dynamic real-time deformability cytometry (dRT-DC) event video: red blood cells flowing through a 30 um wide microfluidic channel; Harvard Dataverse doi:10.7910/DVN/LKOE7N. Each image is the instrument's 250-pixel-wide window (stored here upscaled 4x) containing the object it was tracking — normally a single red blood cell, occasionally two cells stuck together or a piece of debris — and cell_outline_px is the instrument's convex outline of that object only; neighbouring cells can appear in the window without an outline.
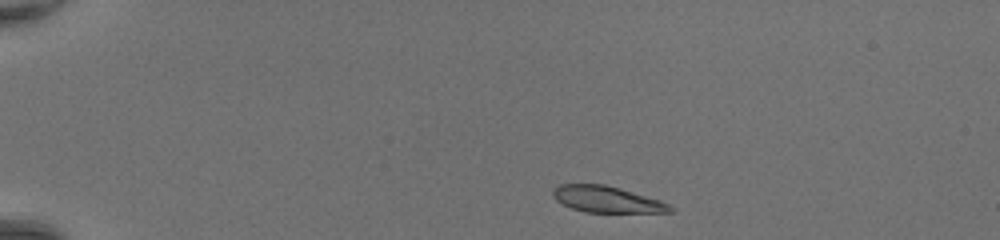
{"species": "common noctule bat (a hibernating species)", "species_latin": "Nyctalus noctula", "temperature_condition": "room temperature", "stored_images_in_passage": 39, "camera_frame_rate_fps": 3000, "um_per_image_px": 0.085, "animal": {"sex": "female", "body_mass_g": 20.0, "forearm_length_mm": 54.0}, "frame": {"image": 1, "passage_image": 1, "time_ms": 0.0, "image_size_px": [1000, 240], "cell_outline_px": [[676, 208], [672, 212], [584, 212], [572, 208], [556, 200], [552, 196], [552, 192], [560, 184], [604, 184], [620, 188], [660, 200]], "centroid_in_image_um": [51.6, 16.94], "position_along_channel_um": 33.4, "area_um2": 17.86}}
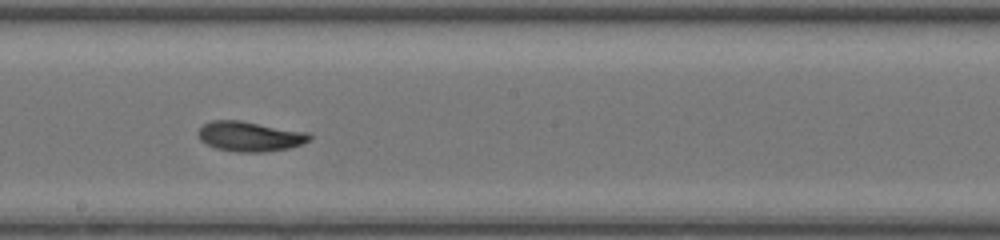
{"frame": {"image": 2, "passage_image": 20, "time_ms": 6.333, "image_size_px": [1000, 240], "cell_outline_px": [[312, 136], [308, 140], [300, 144], [288, 148], [264, 152], [236, 152], [216, 148], [200, 140], [196, 132], [204, 124], [212, 120], [240, 120], [308, 132]], "centroid_in_image_um": [21.21, 11.59], "position_along_channel_um": 227.0, "area_um2": 19.36}}
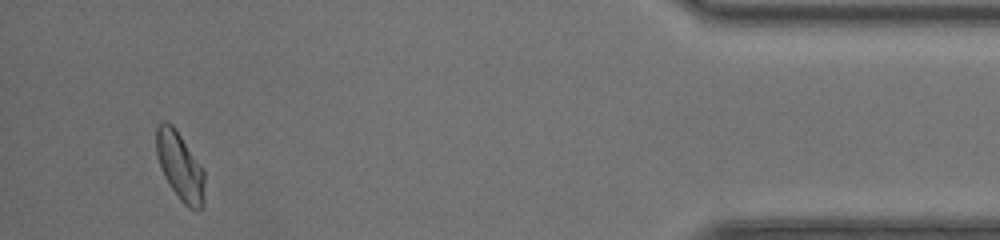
{"frame": {"image": 3, "passage_image": 37, "time_ms": 12.0, "image_size_px": [1000, 240], "cell_outline_px": [[204, 204], [196, 212], [188, 208], [180, 200], [164, 176], [156, 152], [156, 128], [164, 120], [172, 124], [176, 128], [204, 168]], "centroid_in_image_um": [15.33, 14.13], "position_along_channel_um": 419.9, "area_um2": 19.36}, "authors_computed_cell_mechanics": {"area_um2": 19.1896, "velocity_mm_per_s": 4.4062, "shape_relaxation_time_tau1_ms": 3.305, "shape_relaxation_time_tau2_ms": 3.4586, "deformation_change_tau1": 0.135, "deformation_change_tau2": 0.0869}}